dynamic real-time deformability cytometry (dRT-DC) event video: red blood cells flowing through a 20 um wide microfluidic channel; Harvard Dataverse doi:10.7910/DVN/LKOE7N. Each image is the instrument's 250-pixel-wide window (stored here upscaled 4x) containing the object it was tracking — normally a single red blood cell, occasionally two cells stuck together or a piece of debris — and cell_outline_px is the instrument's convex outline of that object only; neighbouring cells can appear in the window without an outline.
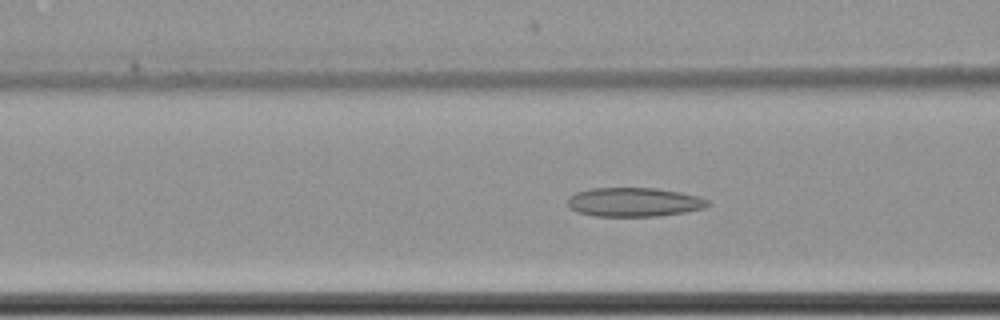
{"species": "common noctule bat (a hibernating species)", "species_latin": "Nyctalus noctula", "temperature_condition": "cold", "stored_images_in_passage": 61, "camera_frame_rate_fps": 3000, "um_per_image_px": 0.085, "animal": {"sex": "female", "body_mass_g": 22.7, "forearm_length_mm": 54.2}, "frame": {"image": 1, "passage_image": 26, "time_ms": 8.333, "image_size_px": [1000, 320], "cell_outline_px": [[712, 204], [704, 208], [684, 212], [660, 216], [596, 216], [576, 212], [568, 208], [568, 196], [576, 192], [592, 188], [656, 188], [680, 192], [700, 196], [708, 200]], "centroid_in_image_um": [53.89, 17.18], "position_along_channel_um": 112.7, "area_um2": 23.93}}
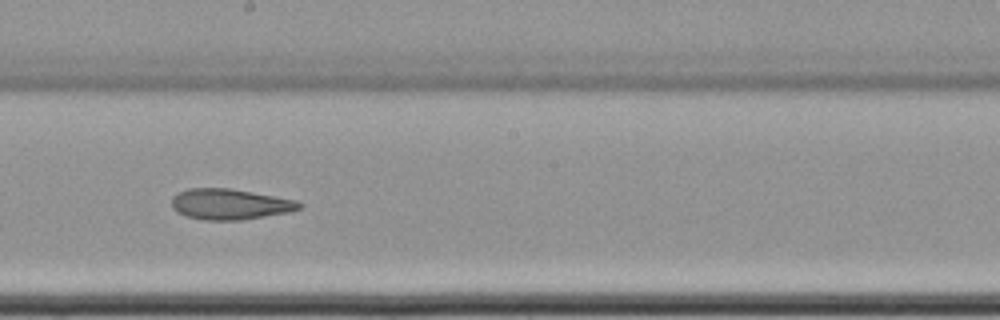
{"frame": {"image": 2, "passage_image": 36, "time_ms": 11.667, "image_size_px": [1000, 320], "cell_outline_px": [[304, 204], [300, 208], [288, 212], [240, 220], [200, 220], [176, 212], [172, 208], [172, 196], [188, 188], [232, 188], [296, 200]], "centroid_in_image_um": [19.52, 17.35], "position_along_channel_um": 228.7, "area_um2": 22.83}}
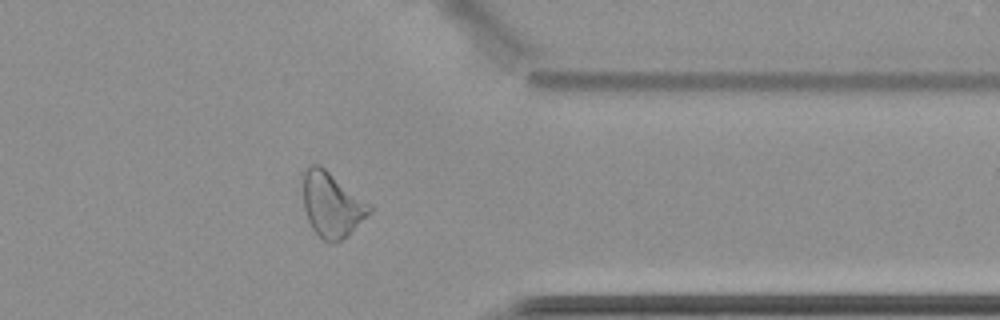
{"frame": {"image": 3, "passage_image": 50, "time_ms": 16.333, "image_size_px": [1000, 320], "cell_outline_px": [[372, 212], [348, 236], [336, 244], [328, 244], [312, 228], [308, 220], [304, 208], [300, 184], [304, 172], [312, 164], [320, 164], [372, 204]], "centroid_in_image_um": [28.21, 17.4], "position_along_channel_um": 383.2, "area_um2": 25.89}, "authors_computed_cell_mechanics": {"area_um2": 26.8192, "velocity_mm_per_s": 3.4753, "shape_relaxation_time_tau1_ms": null, "shape_relaxation_time_tau2_ms": 3.6741, "deformation_change_tau1": null, "deformation_change_tau2": 0.1131}}